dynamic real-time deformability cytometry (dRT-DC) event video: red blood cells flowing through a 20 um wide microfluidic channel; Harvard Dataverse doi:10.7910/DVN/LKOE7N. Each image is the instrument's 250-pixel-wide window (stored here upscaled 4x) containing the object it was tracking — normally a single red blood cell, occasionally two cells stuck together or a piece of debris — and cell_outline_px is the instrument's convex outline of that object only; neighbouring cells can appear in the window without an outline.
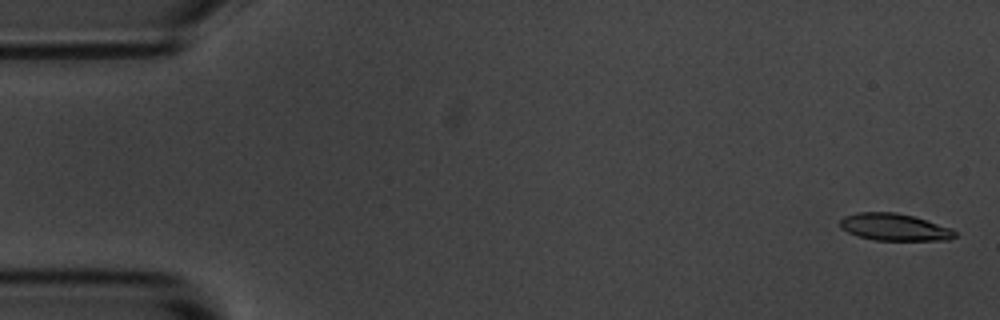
{"species": "common noctule bat (a hibernating species)", "species_latin": "Nyctalus noctula", "temperature_condition": "room temperature", "stored_images_in_passage": 55, "camera_frame_rate_fps": 3000, "um_per_image_px": 0.085, "animal": {"sex": "male", "body_mass_g": 20.1, "forearm_length_mm": 53.5}, "frame": {"image": 1, "passage_image": 2, "time_ms": 0.333, "image_size_px": [1000, 320], "cell_outline_px": [[956, 236], [948, 240], [876, 240], [860, 236], [848, 232], [840, 228], [840, 220], [844, 216], [856, 212], [896, 212], [912, 216], [952, 228], [956, 232]], "centroid_in_image_um": [76.02, 19.3], "position_along_channel_um": 9.0, "area_um2": 18.03}}
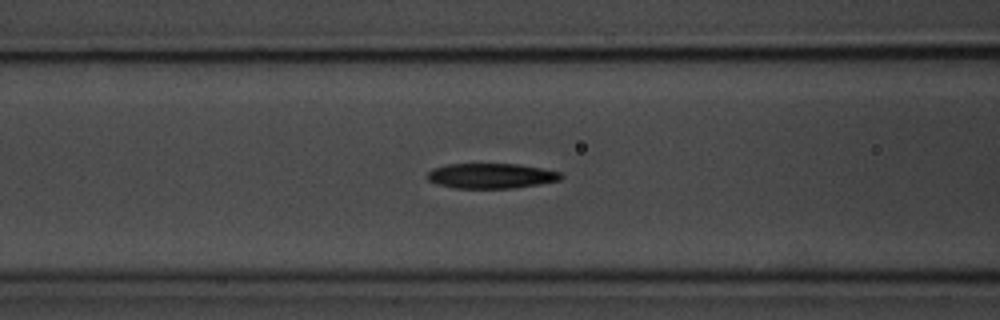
{"frame": {"image": 2, "passage_image": 22, "time_ms": 7.0, "image_size_px": [1000, 320], "cell_outline_px": [[564, 176], [560, 180], [540, 184], [512, 188], [452, 188], [436, 184], [428, 180], [428, 172], [432, 168], [448, 164], [520, 164], [560, 172]], "centroid_in_image_um": [41.73, 14.95], "position_along_channel_um": 124.9, "area_um2": 19.59}}
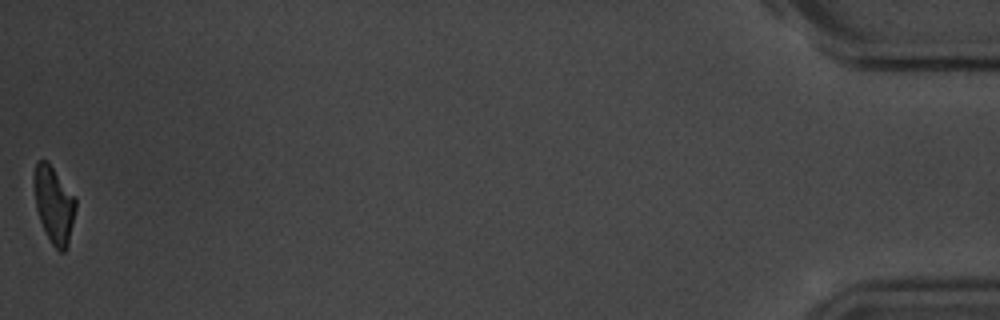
{"frame": {"image": 3, "passage_image": 55, "time_ms": 18.0, "image_size_px": [1000, 320], "cell_outline_px": [[76, 208], [68, 244], [64, 252], [60, 252], [52, 244], [40, 220], [36, 208], [32, 180], [32, 176], [36, 160], [48, 160], [76, 196]], "centroid_in_image_um": [4.57, 17.31], "position_along_channel_um": 430.6, "area_um2": 19.02}, "authors_computed_cell_mechanics": {"area_um2": 19.8832, "velocity_mm_per_s": 3.6751, "shape_relaxation_time_tau1_ms": 4.078, "shape_relaxation_time_tau2_ms": 2.365, "deformation_change_tau1": 0.1827, "deformation_change_tau2": 0.0983}}